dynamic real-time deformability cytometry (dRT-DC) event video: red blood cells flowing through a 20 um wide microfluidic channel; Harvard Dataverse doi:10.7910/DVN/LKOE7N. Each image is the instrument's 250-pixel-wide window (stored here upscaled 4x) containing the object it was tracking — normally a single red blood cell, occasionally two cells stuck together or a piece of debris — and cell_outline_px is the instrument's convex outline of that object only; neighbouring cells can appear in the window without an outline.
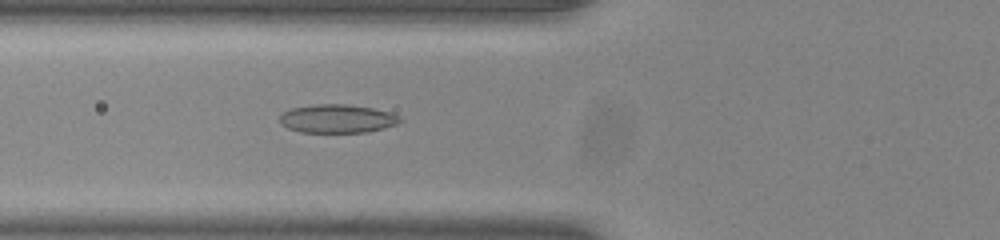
{"species": "common noctule bat (a hibernating species)", "species_latin": "Nyctalus noctula", "temperature_condition": "room temperature", "stored_images_in_passage": 36, "camera_frame_rate_fps": 3000, "um_per_image_px": 0.085, "animal": {"sex": "male", "body_mass_g": 20.0, "forearm_length_mm": 53.3}, "frame": {"image": 1, "passage_image": 4, "time_ms": 1.0, "image_size_px": [1000, 240], "cell_outline_px": [[404, 120], [396, 124], [384, 128], [368, 132], [300, 132], [288, 128], [280, 124], [280, 116], [284, 112], [292, 108], [316, 104], [344, 104], [372, 108], [388, 112], [400, 116]], "centroid_in_image_um": [28.67, 10.09], "position_along_channel_um": 97.1, "area_um2": 19.88}}
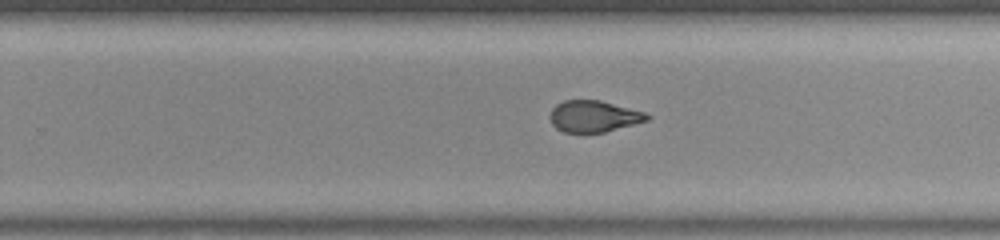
{"frame": {"image": 2, "passage_image": 18, "time_ms": 5.667, "image_size_px": [1000, 240], "cell_outline_px": [[652, 116], [648, 120], [604, 132], [564, 132], [556, 128], [552, 124], [548, 116], [552, 108], [556, 104], [564, 100], [600, 100], [644, 112]], "centroid_in_image_um": [50.43, 9.88], "position_along_channel_um": 279.4, "area_um2": 17.74}}
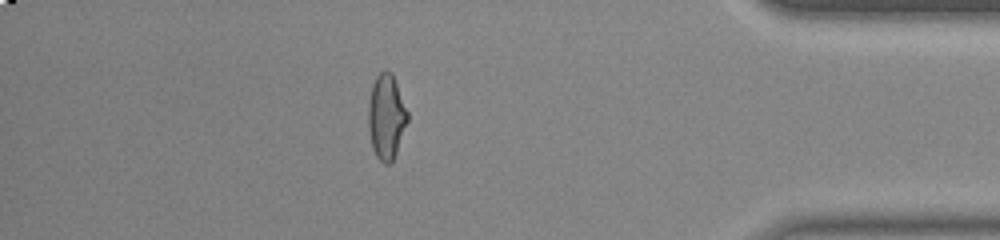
{"frame": {"image": 3, "passage_image": 30, "time_ms": 9.667, "image_size_px": [1000, 240], "cell_outline_px": [[408, 120], [396, 152], [392, 160], [388, 164], [384, 164], [376, 156], [372, 148], [368, 128], [368, 104], [372, 84], [376, 76], [384, 68], [392, 72], [408, 112]], "centroid_in_image_um": [32.82, 9.89], "position_along_channel_um": 402.4, "area_um2": 19.48}, "authors_computed_cell_mechanics": {"area_um2": 19.0162, "velocity_mm_per_s": 3.9013, "shape_relaxation_time_tau1_ms": null, "shape_relaxation_time_tau2_ms": 0.9813, "deformation_change_tau1": null, "deformation_change_tau2": 0.0761}}